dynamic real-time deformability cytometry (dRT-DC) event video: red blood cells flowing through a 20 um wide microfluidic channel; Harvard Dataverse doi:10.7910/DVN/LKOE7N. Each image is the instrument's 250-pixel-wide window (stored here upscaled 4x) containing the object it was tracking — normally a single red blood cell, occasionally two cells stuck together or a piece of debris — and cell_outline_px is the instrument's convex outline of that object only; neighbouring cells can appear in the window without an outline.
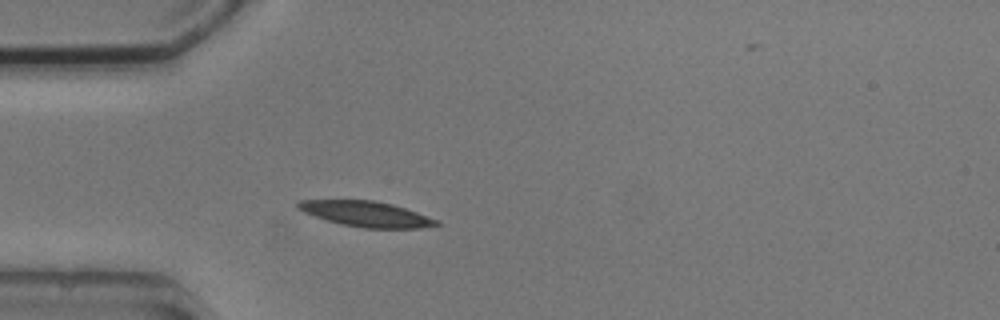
{"species": "common noctule bat (a hibernating species)", "species_latin": "Nyctalus noctula", "temperature_condition": "cold", "stored_images_in_passage": 4, "camera_frame_rate_fps": 3000, "um_per_image_px": 0.085, "animal": {"sex": "male", "body_mass_g": 20.5, "forearm_length_mm": 52.5}, "frame": {"image": 1, "passage_image": 4, "time_ms": 3.333, "image_size_px": [1000, 320], "cell_outline_px": [[440, 224], [420, 228], [364, 228], [340, 224], [304, 212], [296, 208], [296, 200], [372, 200], [392, 204], [440, 220]], "centroid_in_image_um": [31.12, 18.18], "position_along_channel_um": 53.9, "area_um2": 20.4}}